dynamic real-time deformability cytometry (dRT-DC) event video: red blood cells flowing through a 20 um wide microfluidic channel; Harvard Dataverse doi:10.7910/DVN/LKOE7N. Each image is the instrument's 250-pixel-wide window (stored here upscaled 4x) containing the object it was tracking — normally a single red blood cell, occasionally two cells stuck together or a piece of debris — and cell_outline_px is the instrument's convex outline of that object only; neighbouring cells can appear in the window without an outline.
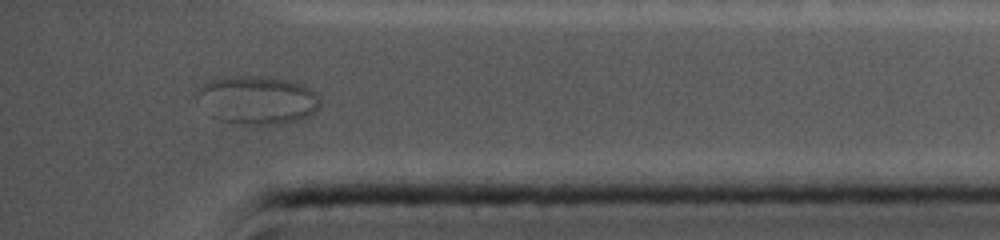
{"species": "common noctule bat (a hibernating species)", "species_latin": "Nyctalus noctula", "temperature_condition": "cold", "stored_images_in_passage": 21, "camera_frame_rate_fps": 5000, "um_per_image_px": 0.085, "animal": {"sex": "female", "body_mass_g": 19.0, "forearm_length_mm": 56.7}, "frame": {"image": 1, "passage_image": 21, "time_ms": 18.0, "image_size_px": [1000, 240], "cell_outline_px": [[320, 108], [316, 112], [308, 116], [296, 120], [268, 124], [244, 124], [220, 120], [212, 116], [196, 96], [200, 84], [208, 80], [224, 76], [268, 76], [304, 84], [316, 92], [320, 96]], "centroid_in_image_um": [21.89, 8.46], "position_along_channel_um": 413.3, "area_um2": 34.74}}